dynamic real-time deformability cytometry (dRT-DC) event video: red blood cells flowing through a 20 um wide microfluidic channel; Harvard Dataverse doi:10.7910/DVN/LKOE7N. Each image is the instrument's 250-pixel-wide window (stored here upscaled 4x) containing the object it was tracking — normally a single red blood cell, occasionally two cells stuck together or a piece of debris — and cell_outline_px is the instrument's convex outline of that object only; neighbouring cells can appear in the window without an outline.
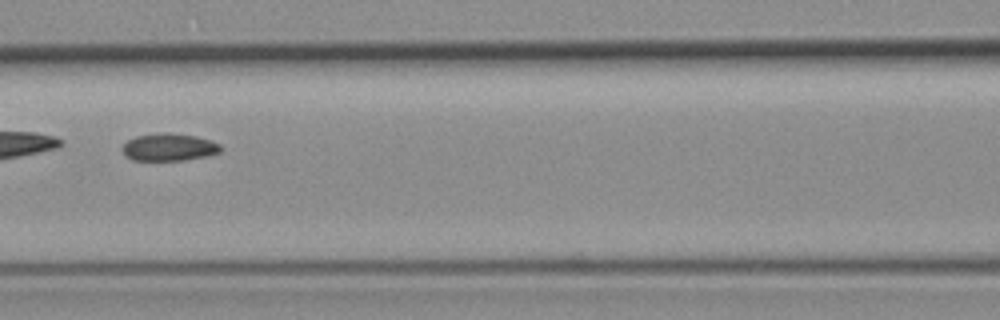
{"species": "common noctule bat (a hibernating species)", "species_latin": "Nyctalus noctula", "temperature_condition": "room temperature", "stored_images_in_passage": 43, "camera_frame_rate_fps": 3000, "um_per_image_px": 0.085, "animal": {"sex": "female", "body_mass_g": 19.3, "forearm_length_mm": 54.1}, "frame": {"image": 1, "passage_image": 15, "time_ms": 4.667, "image_size_px": [1000, 320], "cell_outline_px": [[220, 152], [204, 156], [184, 160], [132, 160], [124, 156], [120, 148], [128, 140], [136, 136], [160, 132], [168, 132], [196, 136], [212, 140], [220, 144]], "centroid_in_image_um": [14.32, 12.5], "position_along_channel_um": 152.3, "area_um2": 15.84}}
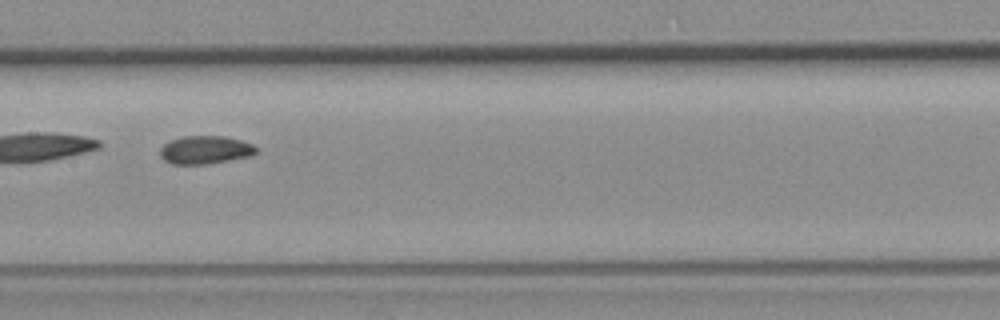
{"frame": {"image": 2, "passage_image": 18, "time_ms": 5.667, "image_size_px": [1000, 320], "cell_outline_px": [[256, 152], [248, 156], [208, 164], [172, 164], [164, 160], [160, 156], [160, 148], [164, 144], [172, 140], [184, 136], [224, 136], [240, 140], [252, 144], [256, 148]], "centroid_in_image_um": [17.4, 12.74], "position_along_channel_um": 190.0, "area_um2": 15.55}}
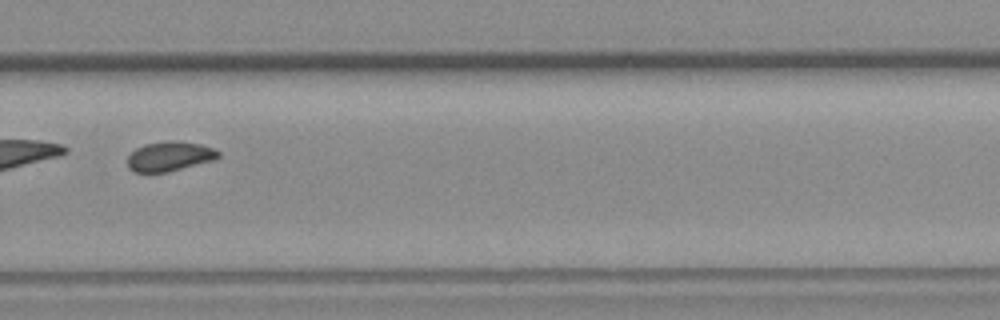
{"frame": {"image": 3, "passage_image": 28, "time_ms": 9.0, "image_size_px": [1000, 320], "cell_outline_px": [[220, 156], [212, 160], [168, 172], [132, 172], [128, 168], [128, 156], [136, 148], [144, 144], [172, 140], [180, 140], [200, 144], [216, 148], [220, 152]], "centroid_in_image_um": [14.42, 13.27], "position_along_channel_um": 315.4, "area_um2": 15.78}}